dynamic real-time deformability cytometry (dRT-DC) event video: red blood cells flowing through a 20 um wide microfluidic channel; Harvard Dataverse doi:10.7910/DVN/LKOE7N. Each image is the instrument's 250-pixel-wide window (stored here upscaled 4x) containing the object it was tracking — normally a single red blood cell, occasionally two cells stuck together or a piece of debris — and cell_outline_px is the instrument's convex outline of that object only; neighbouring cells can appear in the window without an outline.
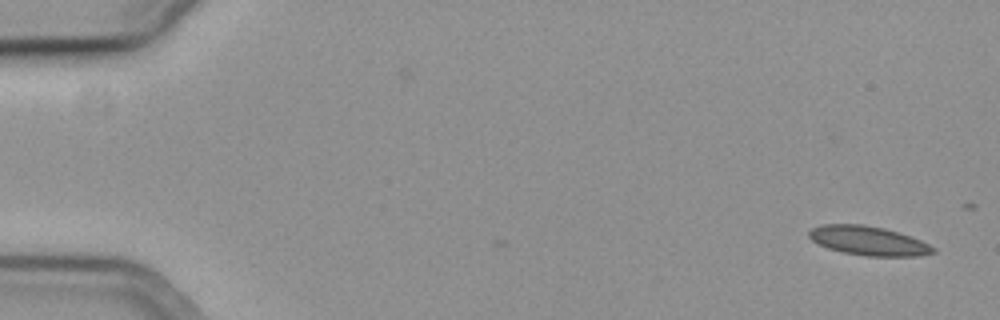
{"species": "common noctule bat (a hibernating species)", "species_latin": "Nyctalus noctula", "temperature_condition": "cold", "stored_images_in_passage": 7, "camera_frame_rate_fps": 3000, "um_per_image_px": 0.085, "animal": {"sex": "female", "body_mass_g": 19.3, "forearm_length_mm": 54.1}, "frame": {"image": 1, "passage_image": 7, "time_ms": 2.0, "image_size_px": [1000, 320], "cell_outline_px": [[936, 252], [916, 256], [868, 256], [844, 252], [828, 248], [812, 240], [808, 236], [808, 232], [812, 228], [820, 224], [864, 224], [884, 228], [920, 240], [936, 248]], "centroid_in_image_um": [73.79, 20.45], "position_along_channel_um": 11.2, "area_um2": 20.87}}